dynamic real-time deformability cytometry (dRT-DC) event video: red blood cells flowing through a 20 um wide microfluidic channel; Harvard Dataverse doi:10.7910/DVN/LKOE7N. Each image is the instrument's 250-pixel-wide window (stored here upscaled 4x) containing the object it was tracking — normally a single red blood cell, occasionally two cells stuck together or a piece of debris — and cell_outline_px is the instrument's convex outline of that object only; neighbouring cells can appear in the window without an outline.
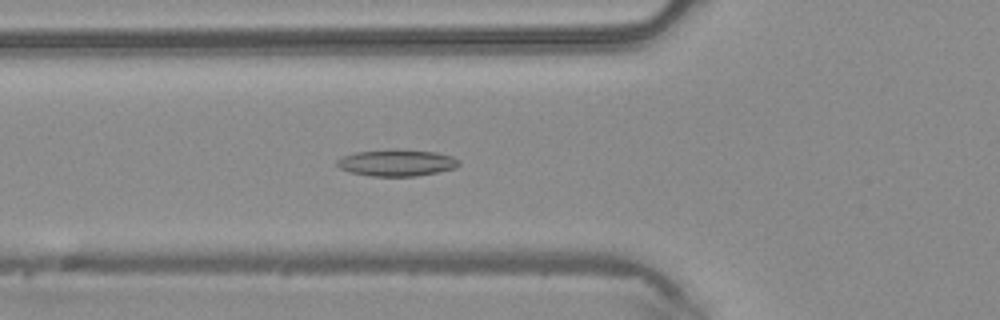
{"species": "common noctule bat (a hibernating species)", "species_latin": "Nyctalus noctula", "temperature_condition": "warm", "stored_images_in_passage": 48, "camera_frame_rate_fps": 3000, "um_per_image_px": 0.085, "animal": {"sex": "male", "body_mass_g": 20.4}, "frame": {"image": 1, "passage_image": 17, "time_ms": 5.333, "image_size_px": [1000, 320], "cell_outline_px": [[460, 164], [456, 168], [416, 176], [372, 176], [348, 172], [340, 168], [336, 164], [336, 160], [340, 156], [356, 152], [396, 148], [400, 148], [436, 152], [452, 156], [460, 160]], "centroid_in_image_um": [33.7, 13.82], "position_along_channel_um": 92.1, "area_um2": 19.31}}
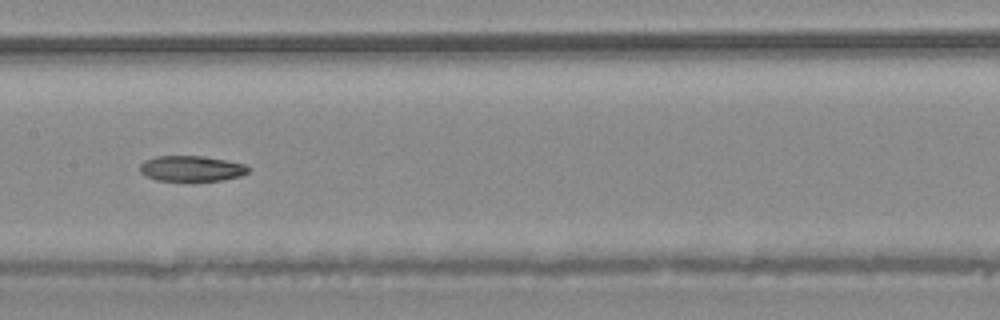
{"frame": {"image": 2, "passage_image": 24, "time_ms": 7.667, "image_size_px": [1000, 320], "cell_outline_px": [[252, 168], [248, 172], [240, 176], [224, 180], [156, 180], [140, 172], [140, 164], [144, 160], [156, 156], [204, 156], [244, 164]], "centroid_in_image_um": [16.29, 14.31], "position_along_channel_um": 191.1, "area_um2": 16.01}}
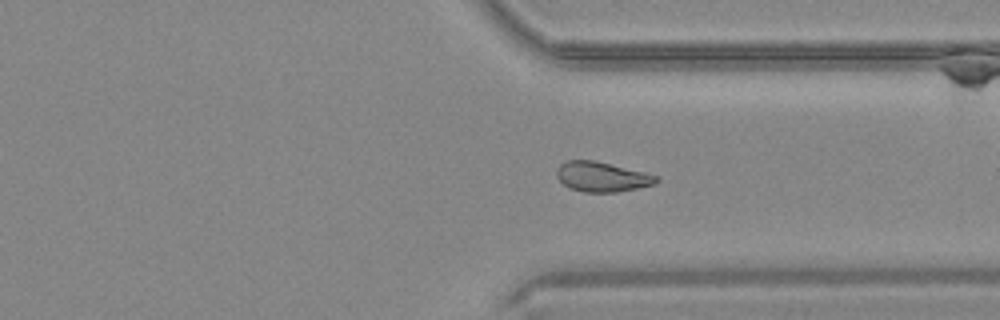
{"frame": {"image": 3, "passage_image": 36, "time_ms": 11.667, "image_size_px": [1000, 320], "cell_outline_px": [[660, 180], [656, 184], [640, 188], [616, 192], [584, 192], [568, 188], [556, 176], [556, 168], [560, 164], [568, 160], [592, 160], [644, 172], [660, 176]], "centroid_in_image_um": [51.18, 15.04], "position_along_channel_um": 360.2, "area_um2": 17.46}}